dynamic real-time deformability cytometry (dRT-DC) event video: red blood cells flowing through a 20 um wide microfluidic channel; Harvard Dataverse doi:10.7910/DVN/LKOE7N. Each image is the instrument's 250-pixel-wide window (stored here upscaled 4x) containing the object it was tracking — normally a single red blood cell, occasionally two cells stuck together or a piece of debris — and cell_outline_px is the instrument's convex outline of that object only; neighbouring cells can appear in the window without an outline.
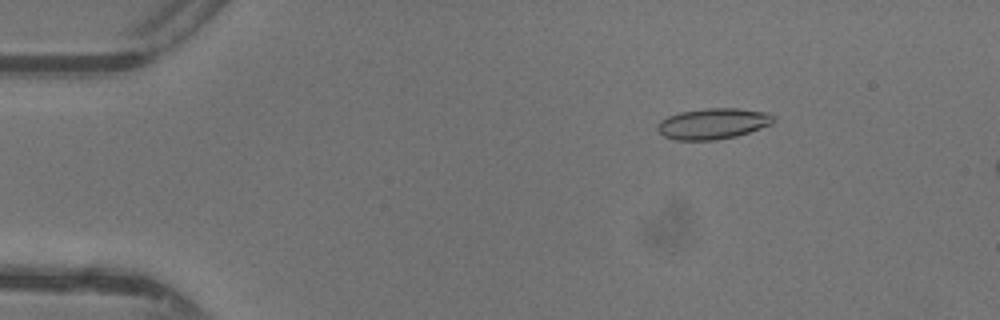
{"species": "common noctule bat (a hibernating species)", "species_latin": "Nyctalus noctula", "temperature_condition": "warm", "stored_images_in_passage": 12, "camera_frame_rate_fps": 3000, "um_per_image_px": 0.085, "animal": {"sex": "female"}, "frame": {"image": 1, "passage_image": 7, "time_ms": 2.0, "image_size_px": [1000, 320], "cell_outline_px": [[776, 120], [772, 124], [736, 136], [716, 140], [676, 140], [664, 136], [656, 128], [656, 124], [660, 120], [668, 116], [680, 112], [704, 108], [736, 108], [768, 112], [776, 116]], "centroid_in_image_um": [60.61, 10.5], "position_along_channel_um": 24.4, "area_um2": 21.04}}